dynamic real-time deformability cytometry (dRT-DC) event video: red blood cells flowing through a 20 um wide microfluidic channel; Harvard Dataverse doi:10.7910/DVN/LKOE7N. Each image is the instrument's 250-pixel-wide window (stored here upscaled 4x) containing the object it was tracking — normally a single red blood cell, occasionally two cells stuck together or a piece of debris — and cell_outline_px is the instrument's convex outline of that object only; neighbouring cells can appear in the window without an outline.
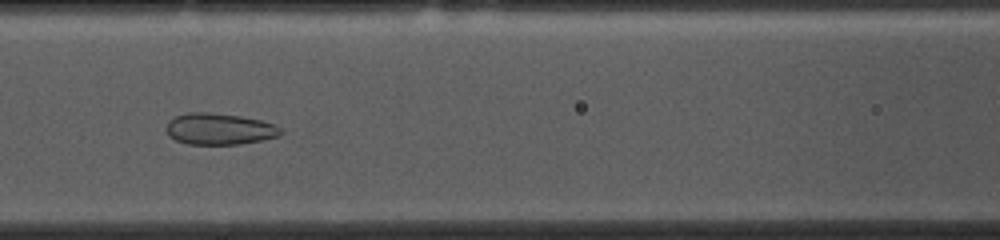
{"species": "common noctule bat (a hibernating species)", "species_latin": "Nyctalus noctula", "temperature_condition": "cold", "stored_images_in_passage": 52, "camera_frame_rate_fps": 3000, "um_per_image_px": 0.085, "animal": {"sex": "female", "body_mass_g": 10.0, "forearm_length_mm": 53.1}, "frame": {"image": 1, "passage_image": 21, "time_ms": 6.667, "image_size_px": [1000, 240], "cell_outline_px": [[284, 132], [280, 136], [240, 144], [188, 144], [176, 140], [168, 136], [164, 128], [168, 120], [176, 116], [188, 112], [208, 112], [240, 116], [260, 120], [276, 124]], "centroid_in_image_um": [18.62, 10.96], "position_along_channel_um": 148.0, "area_um2": 21.15}}
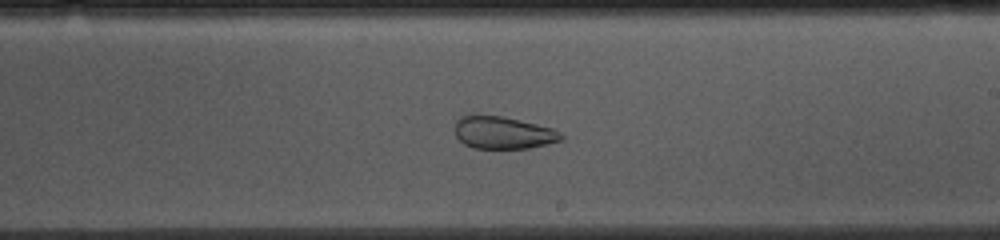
{"frame": {"image": 2, "passage_image": 29, "time_ms": 9.333, "image_size_px": [1000, 240], "cell_outline_px": [[564, 140], [548, 144], [528, 148], [472, 148], [464, 144], [456, 136], [456, 120], [460, 116], [500, 116], [536, 124], [552, 128], [560, 132], [564, 136]], "centroid_in_image_um": [42.8, 11.3], "position_along_channel_um": 246.2, "area_um2": 19.83}}
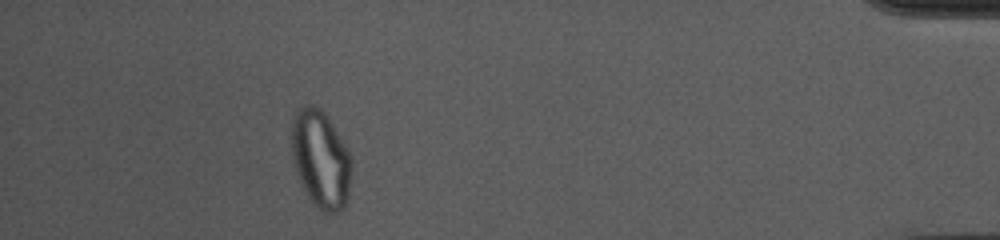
{"frame": {"image": 3, "passage_image": 47, "time_ms": 15.333, "image_size_px": [1000, 240], "cell_outline_px": [[352, 164], [348, 200], [344, 208], [340, 212], [328, 212], [320, 208], [308, 196], [296, 172], [292, 156], [292, 124], [296, 112], [300, 108], [308, 104], [312, 104], [320, 108], [324, 112], [332, 124], [352, 156]], "centroid_in_image_um": [27.29, 13.52], "position_along_channel_um": 407.9, "area_um2": 33.87}, "authors_computed_cell_mechanics": {"area_um2": 28.2931, "velocity_mm_per_s": 3.7024, "shape_relaxation_time_tau1_ms": null, "shape_relaxation_time_tau2_ms": 1.2997, "deformation_change_tau1": null, "deformation_change_tau2": 0.0726}}